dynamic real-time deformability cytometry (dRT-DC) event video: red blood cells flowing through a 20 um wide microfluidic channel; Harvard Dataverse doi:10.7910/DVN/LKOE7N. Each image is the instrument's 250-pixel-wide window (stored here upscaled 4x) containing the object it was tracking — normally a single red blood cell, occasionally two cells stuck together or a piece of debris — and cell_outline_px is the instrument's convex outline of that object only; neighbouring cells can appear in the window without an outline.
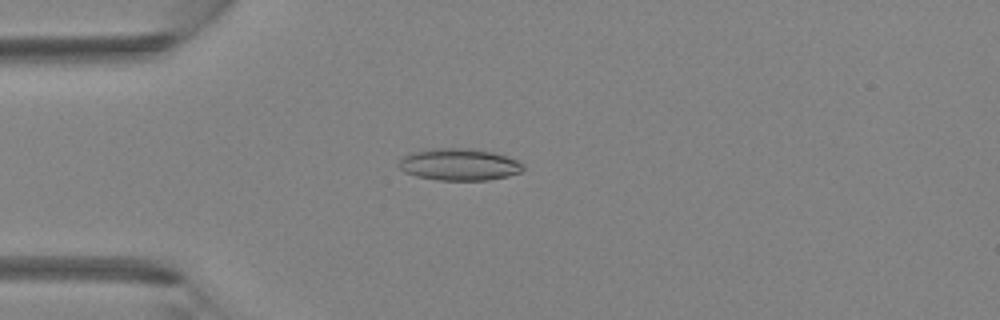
{"species": "Egyptian fruit bat (a non-hibernating species)", "species_latin": "Rousettus aegyptiacus", "temperature_condition": "room temperature", "stored_images_in_passage": 5, "camera_frame_rate_fps": 3000, "um_per_image_px": 0.085, "animal": {"sex": "female"}, "frame": {"image": 1, "passage_image": 4, "time_ms": 1.0, "image_size_px": [1000, 320], "cell_outline_px": [[524, 172], [508, 176], [488, 180], [436, 180], [416, 176], [404, 172], [396, 164], [400, 156], [408, 152], [424, 148], [476, 148], [508, 156], [524, 164]], "centroid_in_image_um": [38.98, 13.96], "position_along_channel_um": 46.0, "area_um2": 23.87}}